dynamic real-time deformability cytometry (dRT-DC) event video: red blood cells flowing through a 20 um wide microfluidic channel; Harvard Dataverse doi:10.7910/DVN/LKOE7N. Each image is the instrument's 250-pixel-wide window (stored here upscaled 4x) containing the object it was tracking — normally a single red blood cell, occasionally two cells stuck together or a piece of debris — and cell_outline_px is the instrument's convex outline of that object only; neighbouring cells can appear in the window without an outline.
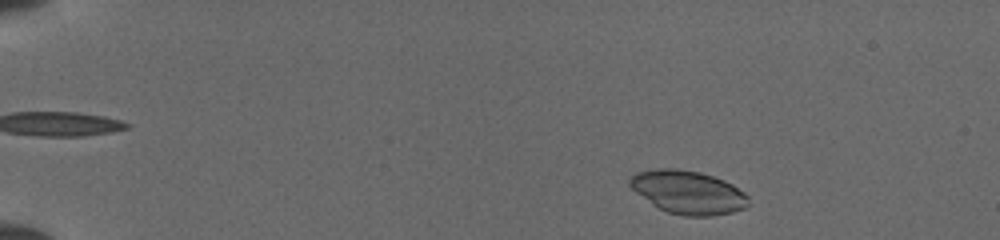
{"species": "common noctule bat (a hibernating species)", "species_latin": "Nyctalus noctula", "temperature_condition": "cold", "stored_images_in_passage": 44, "camera_frame_rate_fps": 3000, "um_per_image_px": 0.085, "animal": {"sex": "female", "body_mass_g": 19.5, "forearm_length_mm": 54.1}, "frame": {"image": 1, "passage_image": 2, "time_ms": 0.333, "image_size_px": [1000, 240], "cell_outline_px": [[748, 204], [744, 208], [732, 212], [712, 216], [684, 216], [668, 212], [652, 204], [636, 192], [628, 184], [628, 180], [636, 172], [660, 168], [676, 168], [700, 172], [724, 180], [732, 184], [744, 192], [748, 196]], "centroid_in_image_um": [58.48, 16.33], "position_along_channel_um": 26.5, "area_um2": 29.82}}
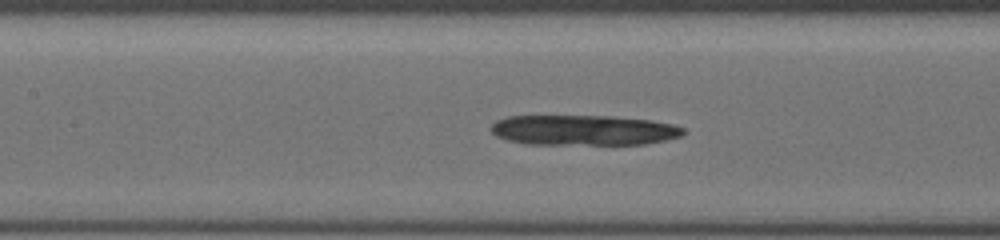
{"frame": {"image": 2, "passage_image": 19, "time_ms": 6.0, "image_size_px": [1000, 240], "cell_outline_px": [[684, 132], [680, 136], [664, 140], [644, 144], [524, 144], [508, 140], [496, 136], [488, 128], [496, 120], [508, 116], [608, 116], [648, 120], [672, 124], [684, 128]], "centroid_in_image_um": [49.53, 11.06], "position_along_channel_um": 157.9, "area_um2": 33.81}}